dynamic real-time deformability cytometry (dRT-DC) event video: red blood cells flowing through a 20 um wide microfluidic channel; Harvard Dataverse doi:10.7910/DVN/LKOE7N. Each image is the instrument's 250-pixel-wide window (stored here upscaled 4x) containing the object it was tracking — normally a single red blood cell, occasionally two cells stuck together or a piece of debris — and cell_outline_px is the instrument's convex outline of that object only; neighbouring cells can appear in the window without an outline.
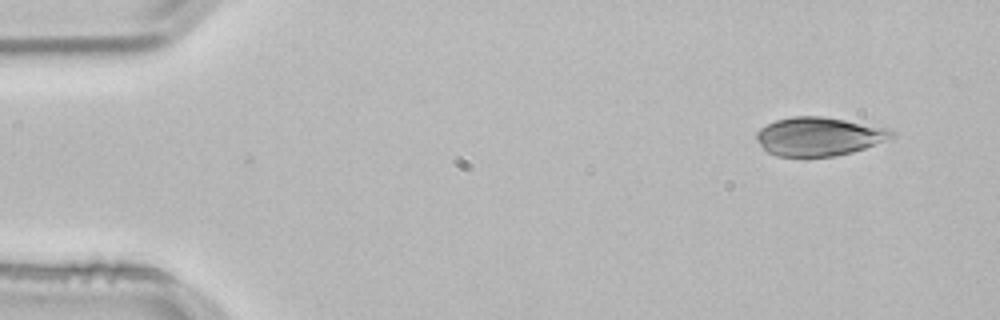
{"species": "common noctule bat (a hibernating species)", "species_latin": "Nyctalus noctula", "temperature_condition": "room temperature", "stored_images_in_passage": 10, "camera_frame_rate_fps": 3000, "um_per_image_px": 0.085, "animal": {"sex": "male", "body_mass_g": 21.5, "forearm_length_mm": 52.0}, "frame": {"image": 1, "passage_image": 10, "time_ms": 3.0, "image_size_px": [1000, 320], "cell_outline_px": [[892, 136], [884, 140], [864, 148], [852, 152], [836, 156], [776, 156], [768, 152], [756, 140], [756, 132], [760, 128], [776, 120], [792, 116], [820, 116], [844, 120], [888, 128], [892, 132]], "centroid_in_image_um": [69.54, 11.6], "position_along_channel_um": 15.5, "area_um2": 29.94}}